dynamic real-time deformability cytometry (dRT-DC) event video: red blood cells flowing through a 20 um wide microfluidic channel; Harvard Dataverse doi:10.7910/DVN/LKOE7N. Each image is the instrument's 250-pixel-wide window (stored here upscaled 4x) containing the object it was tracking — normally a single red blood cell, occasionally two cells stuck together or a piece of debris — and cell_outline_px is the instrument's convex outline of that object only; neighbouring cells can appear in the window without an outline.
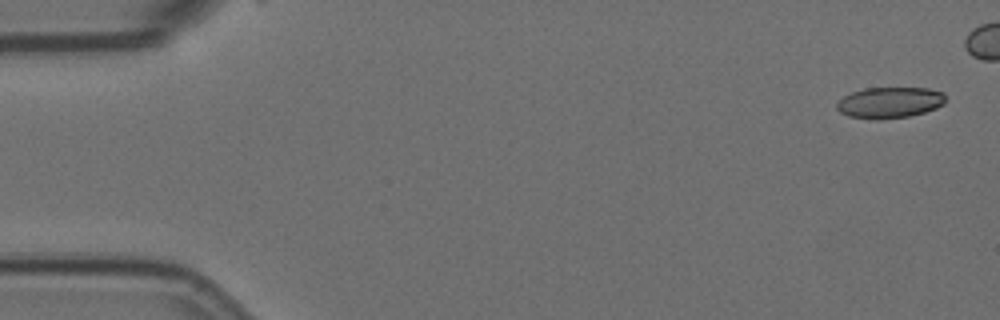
{"species": "Egyptian fruit bat (a non-hibernating species)", "species_latin": "Rousettus aegyptiacus", "temperature_condition": "room temperature", "stored_images_in_passage": 5, "segment_of_instrument_passage": [2, 2], "camera_frame_rate_fps": 3000, "um_per_image_px": 0.085, "animal": {"sex": "female"}, "frame": {"image": 1, "passage_image": 5, "time_ms": 1.333, "image_size_px": [1000, 320], "cell_outline_px": [[944, 104], [936, 108], [924, 112], [908, 116], [876, 120], [848, 116], [840, 112], [836, 108], [836, 104], [844, 96], [852, 92], [864, 88], [928, 88], [944, 92]], "centroid_in_image_um": [75.61, 8.72], "position_along_channel_um": 9.4, "area_um2": 19.65}}